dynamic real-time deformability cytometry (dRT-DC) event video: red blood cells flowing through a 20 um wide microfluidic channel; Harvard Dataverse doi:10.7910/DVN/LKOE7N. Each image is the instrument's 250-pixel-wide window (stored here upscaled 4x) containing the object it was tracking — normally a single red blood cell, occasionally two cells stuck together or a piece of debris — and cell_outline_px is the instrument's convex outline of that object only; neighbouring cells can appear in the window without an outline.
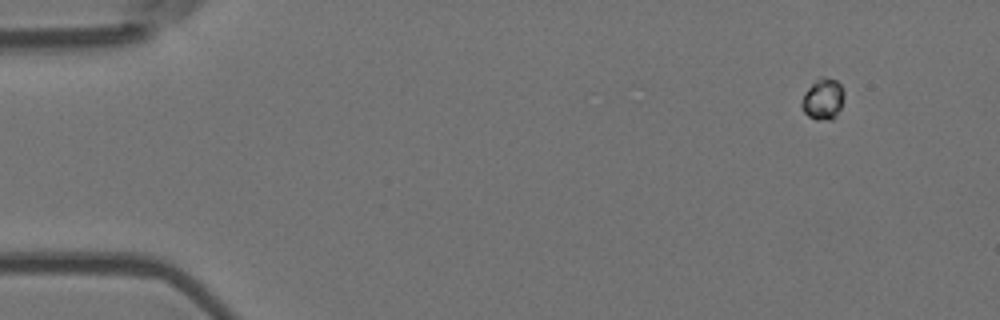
{"species": "Egyptian fruit bat (a non-hibernating species)", "species_latin": "Rousettus aegyptiacus", "temperature_condition": "room temperature", "stored_images_in_passage": 8, "segment_of_instrument_passage": [1, 2], "camera_frame_rate_fps": 3000, "um_per_image_px": 0.085, "animal": {"sex": "female"}, "frame": {"image": 1, "passage_image": 2, "time_ms": 0.333, "image_size_px": [1000, 320], "cell_outline_px": [[844, 96], [840, 108], [832, 120], [816, 120], [808, 116], [804, 112], [800, 104], [804, 92], [820, 76], [824, 76], [836, 80], [840, 84], [844, 92]], "centroid_in_image_um": [69.94, 8.42], "position_along_channel_um": 15.1, "area_um2": 10.23}}